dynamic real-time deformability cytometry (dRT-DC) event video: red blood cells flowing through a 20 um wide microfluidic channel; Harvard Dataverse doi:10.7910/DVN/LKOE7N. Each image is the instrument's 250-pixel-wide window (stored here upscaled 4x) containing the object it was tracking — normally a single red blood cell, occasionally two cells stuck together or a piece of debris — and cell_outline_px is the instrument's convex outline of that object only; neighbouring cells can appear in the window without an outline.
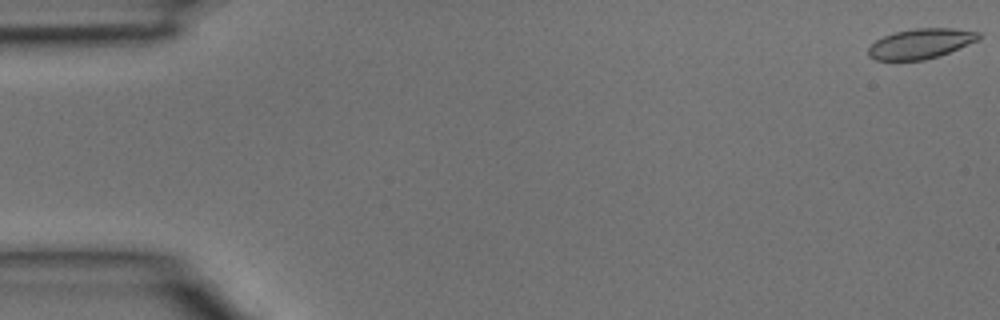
{"species": "common noctule bat (a hibernating species)", "species_latin": "Nyctalus noctula", "temperature_condition": "room temperature", "stored_images_in_passage": 8, "camera_frame_rate_fps": 3000, "um_per_image_px": 0.085, "animal": {"sex": "male", "body_mass_g": 15.6}, "frame": {"image": 1, "passage_image": 1, "time_ms": 0.0, "image_size_px": [1000, 320], "cell_outline_px": [[980, 40], [940, 56], [924, 60], [876, 60], [868, 56], [868, 48], [876, 40], [884, 36], [896, 32], [916, 28], [952, 28], [980, 32]], "centroid_in_image_um": [78.29, 3.71], "position_along_channel_um": 6.7, "area_um2": 19.36}}